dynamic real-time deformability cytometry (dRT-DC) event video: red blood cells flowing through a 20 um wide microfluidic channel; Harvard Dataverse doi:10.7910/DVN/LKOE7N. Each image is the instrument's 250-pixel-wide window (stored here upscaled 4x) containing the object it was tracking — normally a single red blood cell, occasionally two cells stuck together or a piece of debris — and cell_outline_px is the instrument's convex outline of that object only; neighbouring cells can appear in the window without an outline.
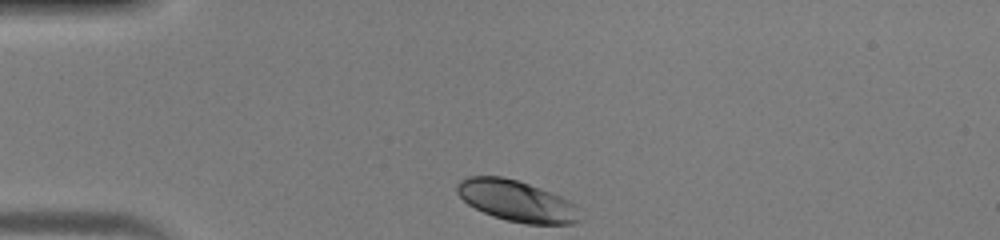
{"species": "human", "species_latin": "Homo sapiens", "temperature_condition": "warm", "stored_images_in_passage": 28, "camera_frame_rate_fps": 3000, "um_per_image_px": 0.085, "donor": {"sex": "male"}, "frame": {"image": 1, "passage_image": 1, "time_ms": 0.0, "image_size_px": [1000, 240], "cell_outline_px": [[580, 220], [576, 224], [524, 224], [492, 216], [468, 204], [456, 192], [456, 184], [460, 180], [468, 176], [504, 176], [540, 188], [560, 196], [568, 200], [572, 204]], "centroid_in_image_um": [43.86, 17.07], "position_along_channel_um": 41.1, "area_um2": 29.07}}
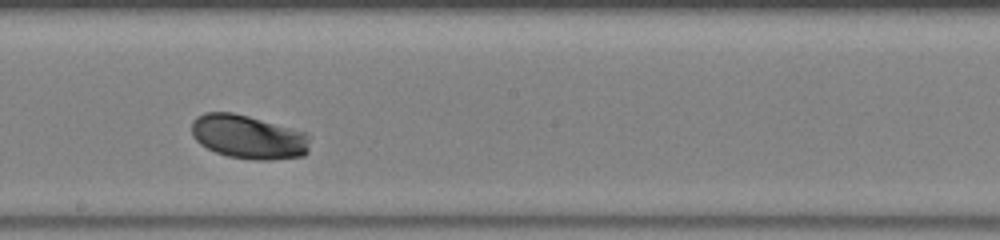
{"frame": {"image": 2, "passage_image": 16, "time_ms": 5.0, "image_size_px": [1000, 240], "cell_outline_px": [[308, 152], [304, 156], [272, 160], [256, 160], [228, 156], [216, 152], [200, 144], [192, 136], [192, 120], [196, 116], [204, 112], [232, 112], [248, 116], [308, 132]], "centroid_in_image_um": [21.11, 11.63], "position_along_channel_um": 227.1, "area_um2": 30.4}}
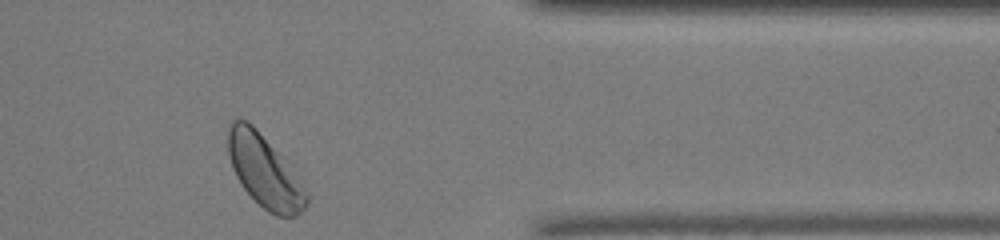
{"frame": {"image": 3, "passage_image": 28, "time_ms": 9.0, "image_size_px": [1000, 240], "cell_outline_px": [[308, 204], [296, 216], [276, 216], [268, 212], [244, 188], [236, 176], [232, 168], [228, 156], [228, 128], [232, 120], [248, 120], [288, 160], [308, 192]], "centroid_in_image_um": [22.52, 14.54], "position_along_channel_um": 388.9, "area_um2": 33.29}}